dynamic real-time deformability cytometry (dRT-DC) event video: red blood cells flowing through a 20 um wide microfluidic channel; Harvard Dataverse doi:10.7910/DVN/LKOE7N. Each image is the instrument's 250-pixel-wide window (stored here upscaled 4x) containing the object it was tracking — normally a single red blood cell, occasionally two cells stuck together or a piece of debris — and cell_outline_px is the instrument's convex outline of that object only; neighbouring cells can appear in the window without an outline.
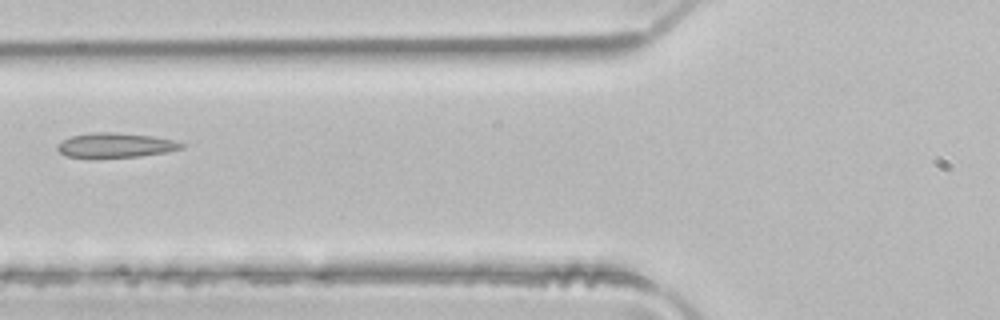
{"species": "common noctule bat (a hibernating species)", "species_latin": "Nyctalus noctula", "temperature_condition": "room temperature", "stored_images_in_passage": 5, "camera_frame_rate_fps": 3000, "um_per_image_px": 0.085, "animal": {"sex": "male", "body_mass_g": 21.5, "forearm_length_mm": 52.0}, "frame": {"image": 1, "passage_image": 5, "time_ms": 1.333, "image_size_px": [1000, 320], "cell_outline_px": [[184, 148], [168, 152], [140, 156], [96, 160], [68, 156], [60, 152], [56, 148], [56, 144], [72, 136], [92, 132], [116, 132], [152, 136], [176, 140], [184, 144]], "centroid_in_image_um": [9.81, 12.38], "position_along_channel_um": 116.0, "area_um2": 18.5}}